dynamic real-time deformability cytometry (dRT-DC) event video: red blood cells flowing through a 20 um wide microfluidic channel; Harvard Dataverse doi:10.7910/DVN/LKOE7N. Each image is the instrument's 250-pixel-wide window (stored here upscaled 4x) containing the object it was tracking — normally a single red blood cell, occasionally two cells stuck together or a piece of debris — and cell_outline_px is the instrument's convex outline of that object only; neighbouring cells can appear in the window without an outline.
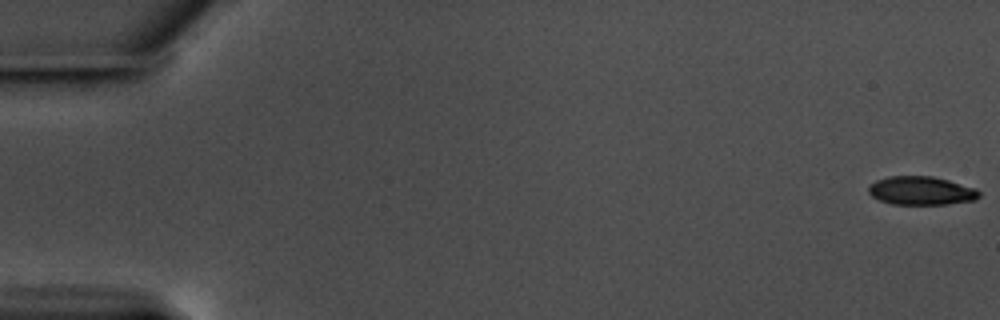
{"species": "common noctule bat (a hibernating species)", "species_latin": "Nyctalus noctula", "temperature_condition": "warm", "stored_images_in_passage": 59, "camera_frame_rate_fps": 3000, "um_per_image_px": 0.085, "animal": {"sex": "male", "body_mass_g": 17.5, "forearm_length_mm": 52.3}, "frame": {"image": 1, "passage_image": 1, "time_ms": 0.0, "image_size_px": [1000, 320], "cell_outline_px": [[980, 196], [976, 200], [948, 204], [892, 204], [880, 200], [872, 196], [868, 192], [868, 188], [876, 180], [888, 176], [932, 176], [948, 180], [976, 188], [980, 192]], "centroid_in_image_um": [78.32, 16.21], "position_along_channel_um": 6.7, "area_um2": 18.38}}
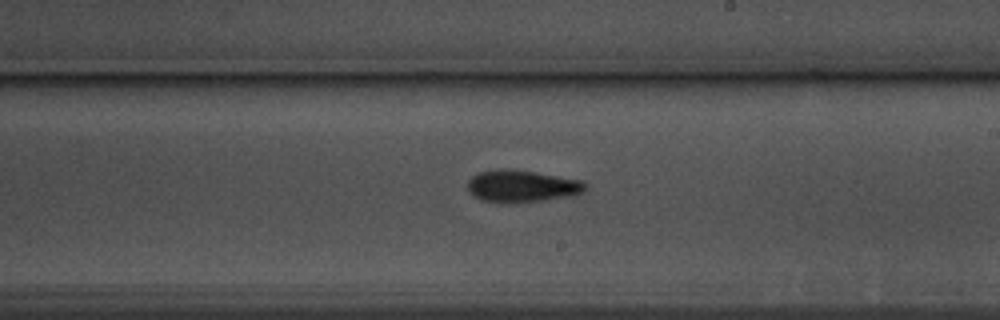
{"frame": {"image": 2, "passage_image": 35, "time_ms": 11.333, "image_size_px": [1000, 320], "cell_outline_px": [[588, 188], [584, 192], [572, 196], [540, 200], [480, 200], [472, 196], [468, 192], [468, 180], [472, 176], [480, 172], [500, 168], [504, 168], [536, 172], [580, 180], [588, 184]], "centroid_in_image_um": [44.38, 15.78], "position_along_channel_um": 244.6, "area_um2": 21.44}}
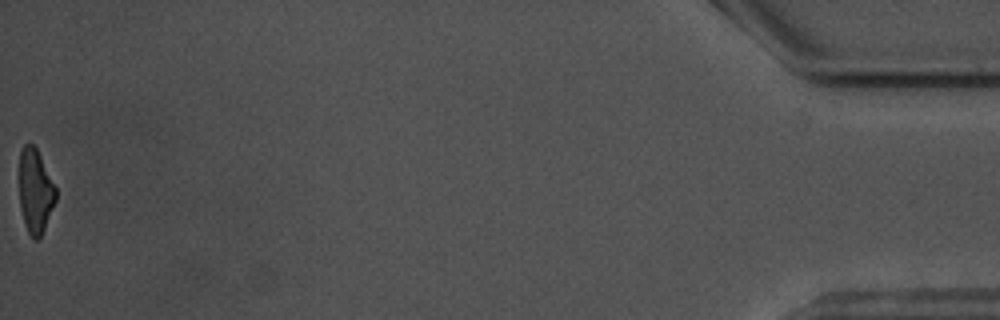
{"frame": {"image": 3, "passage_image": 59, "time_ms": 19.333, "image_size_px": [1000, 320], "cell_outline_px": [[56, 200], [44, 228], [40, 236], [36, 240], [32, 240], [24, 224], [20, 208], [20, 152], [24, 144], [32, 144], [36, 148], [56, 188]], "centroid_in_image_um": [2.99, 16.27], "position_along_channel_um": 432.2, "area_um2": 17.63}, "authors_computed_cell_mechanics": {"area_um2": 20.23, "velocity_mm_per_s": 3.5582, "shape_relaxation_time_tau1_ms": 5.2654, "shape_relaxation_time_tau2_ms": 10.0086, "deformation_change_tau1": 0.1525, "deformation_change_tau2": 0.2077}}